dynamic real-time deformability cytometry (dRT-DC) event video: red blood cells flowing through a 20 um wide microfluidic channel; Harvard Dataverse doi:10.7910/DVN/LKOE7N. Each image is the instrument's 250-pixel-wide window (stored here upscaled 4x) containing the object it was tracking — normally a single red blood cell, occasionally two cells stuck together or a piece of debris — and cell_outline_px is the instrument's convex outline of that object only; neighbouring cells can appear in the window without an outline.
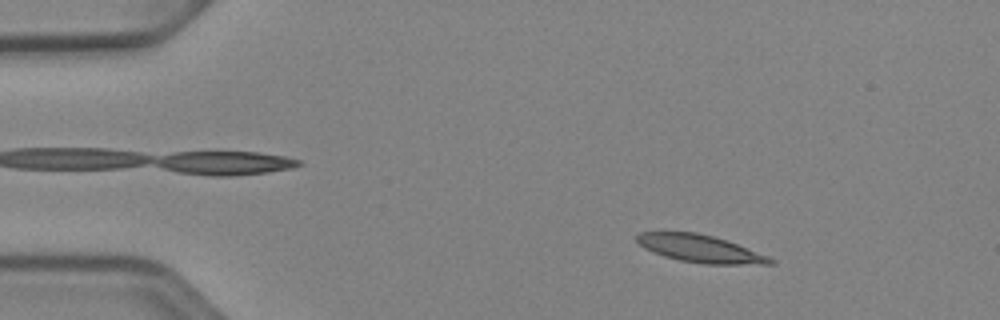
{"species": "Egyptian fruit bat (a non-hibernating species)", "species_latin": "Rousettus aegyptiacus", "temperature_condition": "cold", "stored_images_in_passage": 51, "camera_frame_rate_fps": 3000, "um_per_image_px": 0.085, "animal": {"sex": "female"}, "frame": {"image": 1, "passage_image": 7, "time_ms": 2.0, "image_size_px": [1000, 320], "cell_outline_px": [[776, 264], [704, 264], [680, 260], [664, 256], [644, 248], [636, 240], [636, 236], [640, 232], [696, 232], [712, 236], [736, 244], [768, 256], [776, 260]], "centroid_in_image_um": [59.51, 21.14], "position_along_channel_um": 25.5, "area_um2": 21.1}}
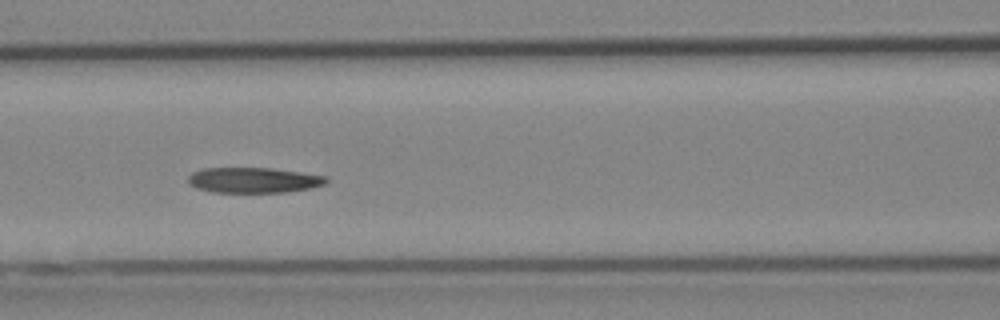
{"frame": {"image": 2, "passage_image": 22, "time_ms": 7.0, "image_size_px": [1000, 320], "cell_outline_px": [[328, 184], [312, 188], [284, 192], [212, 192], [196, 188], [188, 184], [188, 176], [192, 172], [204, 168], [272, 168], [328, 176]], "centroid_in_image_um": [21.58, 15.31], "position_along_channel_um": 145.0, "area_um2": 20.63}}
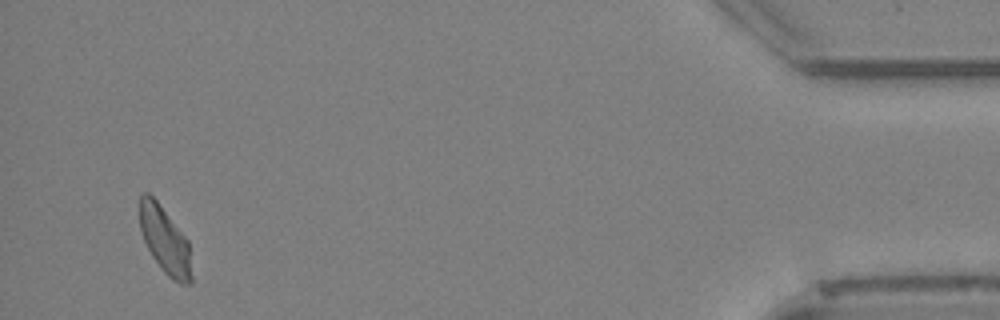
{"frame": {"image": 3, "passage_image": 49, "time_ms": 16.0, "image_size_px": [1000, 320], "cell_outline_px": [[192, 284], [180, 284], [172, 280], [164, 272], [152, 256], [144, 240], [140, 228], [140, 196], [144, 192], [148, 192], [156, 200], [188, 240], [192, 276]], "centroid_in_image_um": [14.03, 20.46], "position_along_channel_um": 421.2, "area_um2": 20.06}, "authors_computed_cell_mechanics": {"area_um2": 20.9236, "velocity_mm_per_s": 3.9057, "shape_relaxation_time_tau1_ms": 6.7975, "shape_relaxation_time_tau2_ms": 3.4723, "deformation_change_tau1": 0.1704, "deformation_change_tau2": 0.0986}}